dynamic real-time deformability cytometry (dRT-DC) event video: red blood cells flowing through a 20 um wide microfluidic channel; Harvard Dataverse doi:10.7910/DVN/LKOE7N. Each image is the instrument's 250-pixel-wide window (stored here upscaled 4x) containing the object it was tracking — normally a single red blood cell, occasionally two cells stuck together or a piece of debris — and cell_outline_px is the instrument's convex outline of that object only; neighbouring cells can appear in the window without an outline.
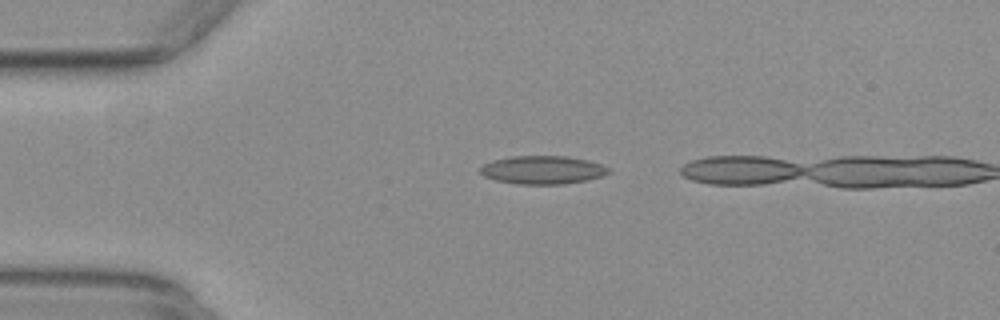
{"species": "common noctule bat (a hibernating species)", "species_latin": "Nyctalus noctula", "temperature_condition": "warm", "stored_images_in_passage": 2, "camera_frame_rate_fps": 3000, "um_per_image_px": 0.085, "animal": {"sex": "female", "body_mass_g": 29.2, "forearm_length_mm": 56.3}, "frame": {"image": 1, "passage_image": 1, "time_ms": 0.0, "image_size_px": [1000, 320], "cell_outline_px": [[612, 172], [604, 176], [588, 180], [564, 184], [516, 184], [496, 180], [484, 176], [480, 172], [480, 168], [484, 164], [492, 160], [512, 156], [568, 156], [588, 160], [600, 164], [608, 168]], "centroid_in_image_um": [46.15, 14.44], "position_along_channel_um": 38.9, "area_um2": 21.27}}